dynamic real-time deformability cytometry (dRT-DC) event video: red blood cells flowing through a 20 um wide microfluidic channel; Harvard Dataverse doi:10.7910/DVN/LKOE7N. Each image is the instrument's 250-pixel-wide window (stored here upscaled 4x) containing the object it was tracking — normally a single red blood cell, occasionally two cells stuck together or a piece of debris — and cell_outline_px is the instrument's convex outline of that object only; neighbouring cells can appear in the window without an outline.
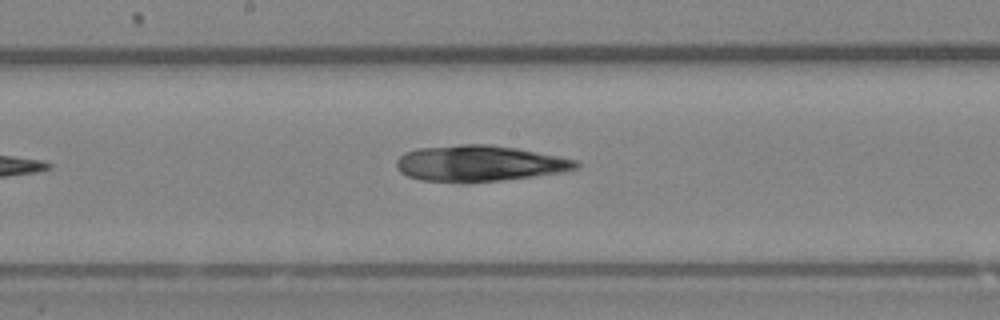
{"species": "Egyptian fruit bat (a non-hibernating species)", "species_latin": "Rousettus aegyptiacus", "temperature_condition": "room temperature", "stored_images_in_passage": 9, "camera_frame_rate_fps": 3000, "um_per_image_px": 0.085, "animal": {"sex": "female"}, "frame": {"image": 1, "passage_image": 9, "time_ms": 2.667, "image_size_px": [1000, 320], "cell_outline_px": [[580, 164], [576, 168], [560, 172], [504, 180], [460, 184], [420, 180], [408, 176], [400, 172], [396, 168], [396, 160], [404, 152], [416, 148], [460, 144], [488, 144], [516, 148], [576, 160]], "centroid_in_image_um": [40.65, 13.9], "position_along_channel_um": 207.6, "area_um2": 37.97}}